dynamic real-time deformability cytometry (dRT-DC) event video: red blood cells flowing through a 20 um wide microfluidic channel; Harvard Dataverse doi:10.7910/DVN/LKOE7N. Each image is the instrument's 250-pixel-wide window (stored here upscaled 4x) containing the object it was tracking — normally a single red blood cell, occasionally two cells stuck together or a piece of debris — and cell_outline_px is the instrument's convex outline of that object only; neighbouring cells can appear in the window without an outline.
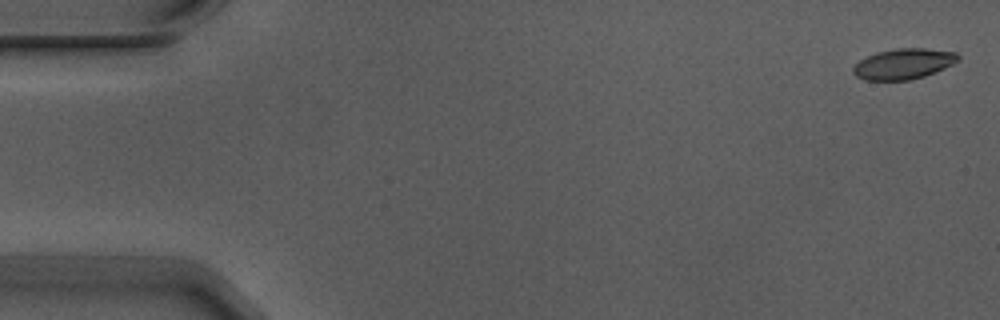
{"species": "Egyptian fruit bat (a non-hibernating species)", "species_latin": "Rousettus aegyptiacus", "temperature_condition": "warm", "stored_images_in_passage": 5, "camera_frame_rate_fps": 3000, "um_per_image_px": 0.085, "animal": {"sex": "male"}, "frame": {"image": 1, "passage_image": 1, "time_ms": 0.0, "image_size_px": [1000, 320], "cell_outline_px": [[960, 60], [952, 64], [924, 76], [908, 80], [864, 80], [856, 76], [852, 72], [852, 68], [860, 60], [876, 52], [896, 48], [924, 48], [956, 52], [960, 56]], "centroid_in_image_um": [76.79, 5.42], "position_along_channel_um": 8.2, "area_um2": 18.61}}
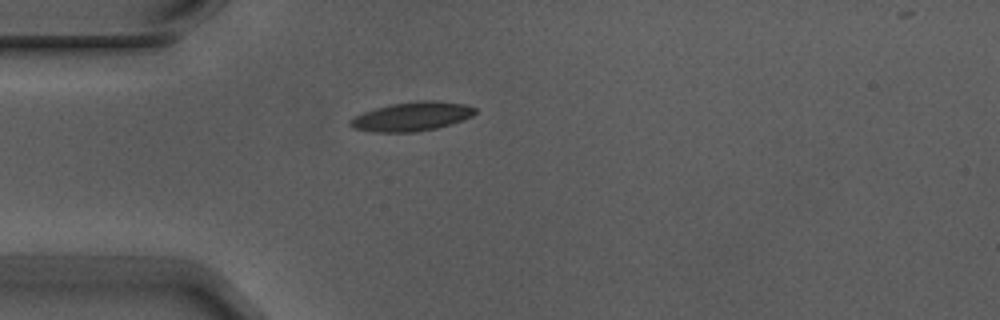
{"frame": {"image": 2, "passage_image": 5, "time_ms": 1.333, "image_size_px": [1000, 320], "cell_outline_px": [[476, 112], [472, 116], [452, 124], [436, 128], [416, 132], [376, 132], [352, 128], [348, 124], [348, 120], [364, 112], [376, 108], [392, 104], [416, 100], [436, 100], [464, 104], [476, 108]], "centroid_in_image_um": [35.01, 9.9], "position_along_channel_um": 50.0, "area_um2": 21.15}}